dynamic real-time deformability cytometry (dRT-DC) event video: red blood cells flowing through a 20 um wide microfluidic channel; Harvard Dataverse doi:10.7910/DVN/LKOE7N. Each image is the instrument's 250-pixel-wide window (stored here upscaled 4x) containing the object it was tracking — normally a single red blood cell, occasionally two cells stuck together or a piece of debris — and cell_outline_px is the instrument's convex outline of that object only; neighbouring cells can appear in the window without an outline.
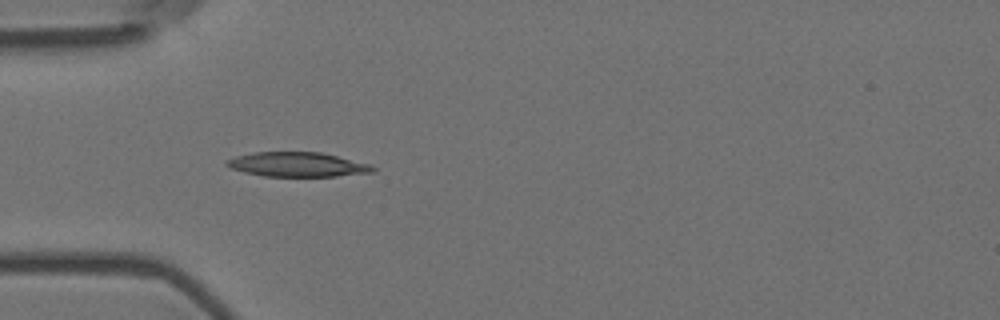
{"species": "Egyptian fruit bat (a non-hibernating species)", "species_latin": "Rousettus aegyptiacus", "temperature_condition": "room temperature", "stored_images_in_passage": 2, "camera_frame_rate_fps": 3000, "um_per_image_px": 0.085, "animal": {"sex": "female"}, "frame": {"image": 1, "passage_image": 1, "time_ms": 0.0, "image_size_px": [1000, 320], "cell_outline_px": [[376, 172], [336, 176], [264, 176], [244, 172], [232, 168], [224, 164], [224, 160], [236, 156], [252, 152], [320, 152], [372, 164], [376, 168]], "centroid_in_image_um": [25.3, 13.98], "position_along_channel_um": 59.7, "area_um2": 20.98}}
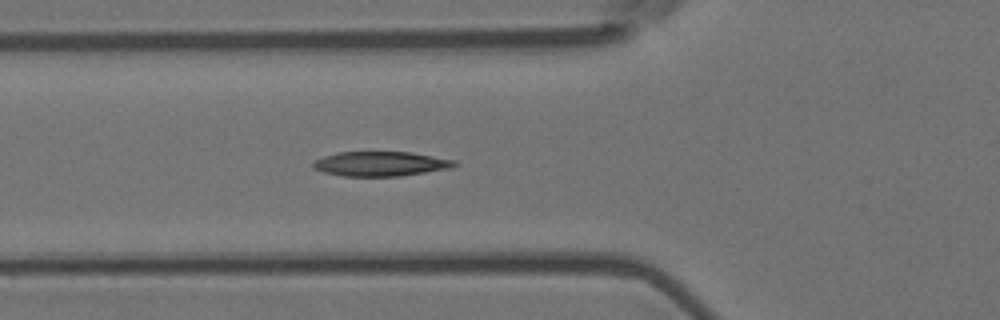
{"frame": {"image": 2, "passage_image": 2, "time_ms": 0.333, "image_size_px": [1000, 320], "cell_outline_px": [[460, 164], [452, 168], [400, 176], [344, 176], [324, 172], [312, 168], [312, 164], [316, 160], [324, 156], [340, 152], [412, 152], [456, 160]], "centroid_in_image_um": [32.41, 13.92], "position_along_channel_um": 93.4, "area_um2": 20.35}}